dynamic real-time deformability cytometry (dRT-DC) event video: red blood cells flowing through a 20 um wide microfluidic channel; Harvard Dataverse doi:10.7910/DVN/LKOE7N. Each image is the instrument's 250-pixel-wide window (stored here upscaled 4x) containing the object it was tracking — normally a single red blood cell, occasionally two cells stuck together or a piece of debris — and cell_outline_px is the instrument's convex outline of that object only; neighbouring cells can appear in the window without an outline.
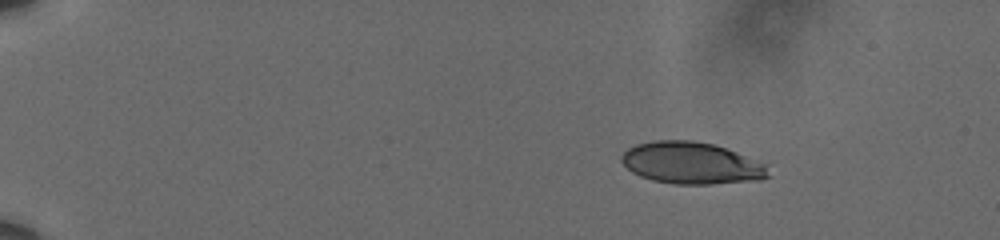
{"species": "human", "species_latin": "Homo sapiens", "temperature_condition": "cold", "stored_images_in_passage": 51, "camera_frame_rate_fps": 3000, "um_per_image_px": 0.085, "donor": {"sex": "male"}, "frame": {"image": 1, "passage_image": 1, "time_ms": 0.0, "image_size_px": [1000, 240], "cell_outline_px": [[772, 176], [760, 180], [712, 184], [676, 184], [652, 180], [640, 176], [632, 172], [620, 160], [620, 156], [628, 148], [636, 144], [656, 140], [692, 140], [712, 144], [736, 152], [764, 164]], "centroid_in_image_um": [58.76, 13.87], "position_along_channel_um": 26.2, "area_um2": 35.72}}
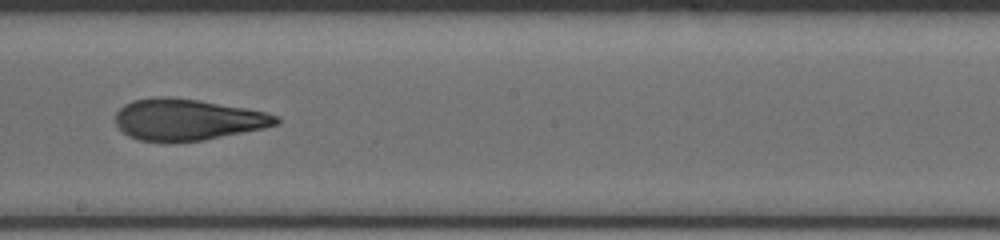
{"frame": {"image": 2, "passage_image": 28, "time_ms": 9.0, "image_size_px": [1000, 240], "cell_outline_px": [[280, 124], [264, 128], [204, 140], [168, 144], [140, 140], [128, 136], [116, 124], [116, 112], [124, 104], [132, 100], [156, 96], [168, 96], [196, 100], [244, 108], [264, 112], [280, 116]], "centroid_in_image_um": [15.91, 10.19], "position_along_channel_um": 232.3, "area_um2": 39.13}}
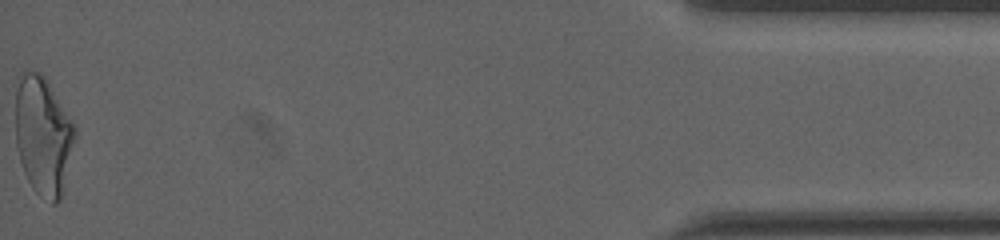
{"frame": {"image": 3, "passage_image": 51, "time_ms": 16.667, "image_size_px": [1000, 240], "cell_outline_px": [[76, 136], [60, 200], [56, 204], [52, 204], [36, 192], [32, 188], [24, 172], [16, 148], [16, 76], [24, 68], [40, 72], [48, 80], [76, 128]], "centroid_in_image_um": [3.64, 11.46], "position_along_channel_um": 431.6, "area_um2": 41.5}, "authors_computed_cell_mechanics": {"area_um2": 38.6682, "velocity_mm_per_s": 3.6156, "shape_relaxation_time_tau1_ms": null, "shape_relaxation_time_tau2_ms": 1.7791, "deformation_change_tau1": null, "deformation_change_tau2": 0.1034}}